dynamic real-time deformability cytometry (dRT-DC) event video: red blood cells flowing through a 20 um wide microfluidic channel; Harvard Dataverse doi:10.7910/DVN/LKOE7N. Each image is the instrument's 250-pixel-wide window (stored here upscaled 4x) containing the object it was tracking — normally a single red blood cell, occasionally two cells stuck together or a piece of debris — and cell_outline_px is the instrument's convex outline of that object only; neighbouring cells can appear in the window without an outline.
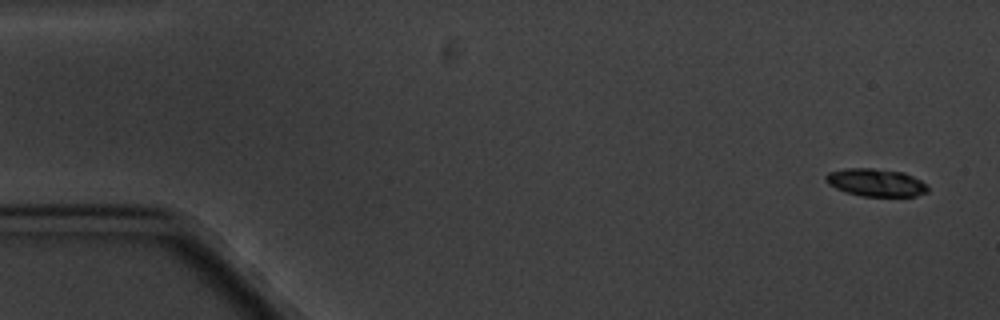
{"species": "common noctule bat (a hibernating species)", "species_latin": "Nyctalus noctula", "temperature_condition": "cold", "stored_images_in_passage": 5, "camera_frame_rate_fps": 3000, "um_per_image_px": 0.085, "animal": {"sex": "male", "body_mass_g": 20.1, "forearm_length_mm": 53.5}, "frame": {"image": 1, "passage_image": 1, "time_ms": 0.0, "image_size_px": [1000, 320], "cell_outline_px": [[928, 192], [916, 196], [860, 196], [836, 188], [828, 184], [824, 180], [824, 176], [828, 172], [844, 168], [872, 168], [904, 172], [920, 180], [928, 188]], "centroid_in_image_um": [74.41, 15.51], "position_along_channel_um": 10.6, "area_um2": 16.47}}
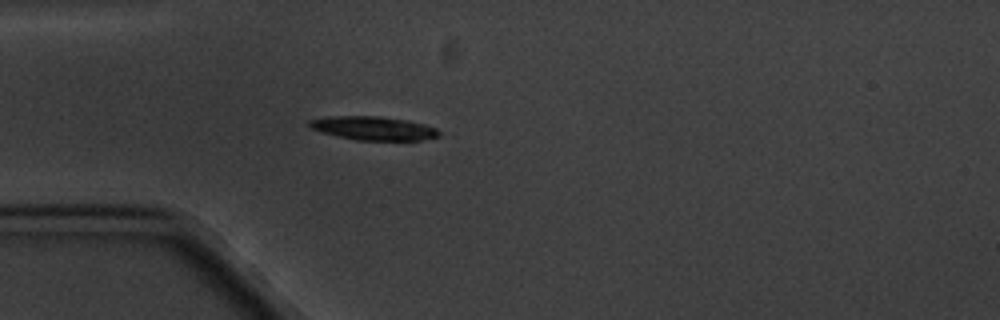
{"frame": {"image": 2, "passage_image": 5, "time_ms": 4.667, "image_size_px": [1000, 320], "cell_outline_px": [[440, 136], [420, 140], [356, 140], [320, 132], [312, 128], [308, 124], [308, 120], [328, 116], [380, 116], [408, 120], [424, 124], [436, 128], [440, 132]], "centroid_in_image_um": [31.74, 10.89], "position_along_channel_um": 53.3, "area_um2": 17.92}}